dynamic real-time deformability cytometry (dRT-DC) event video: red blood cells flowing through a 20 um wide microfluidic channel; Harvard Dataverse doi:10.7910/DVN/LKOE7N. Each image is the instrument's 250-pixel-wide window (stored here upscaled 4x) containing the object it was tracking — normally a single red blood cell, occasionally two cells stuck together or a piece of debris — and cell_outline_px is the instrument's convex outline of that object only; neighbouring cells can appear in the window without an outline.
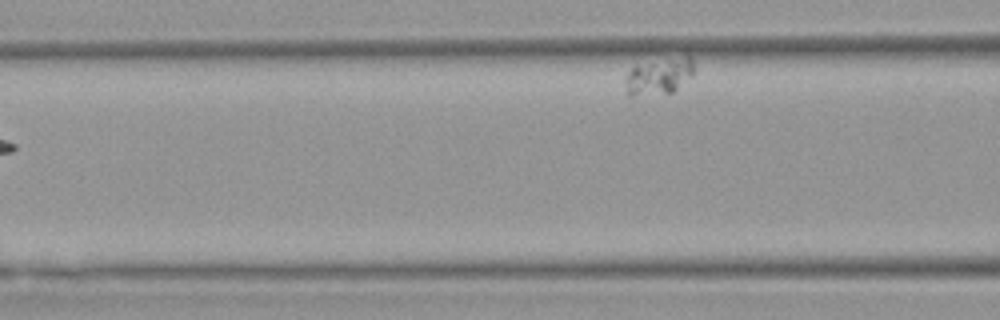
{"species": "Egyptian fruit bat (a non-hibernating species)", "species_latin": "Rousettus aegyptiacus", "temperature_condition": "warm", "stored_images_in_passage": 4, "segment_of_instrument_passage": [2, 2], "camera_frame_rate_fps": 3000, "um_per_image_px": 0.085, "animal": {"sex": "female"}, "frame": {"image": 1, "passage_image": 4, "time_ms": 1.0, "image_size_px": [1000, 320], "cell_outline_px": [[692, 76], [672, 92], [628, 96], [624, 80], [628, 72], [636, 64], [688, 56], [692, 60]], "centroid_in_image_um": [55.96, 6.49], "position_along_channel_um": 110.6, "area_um2": 14.22}}